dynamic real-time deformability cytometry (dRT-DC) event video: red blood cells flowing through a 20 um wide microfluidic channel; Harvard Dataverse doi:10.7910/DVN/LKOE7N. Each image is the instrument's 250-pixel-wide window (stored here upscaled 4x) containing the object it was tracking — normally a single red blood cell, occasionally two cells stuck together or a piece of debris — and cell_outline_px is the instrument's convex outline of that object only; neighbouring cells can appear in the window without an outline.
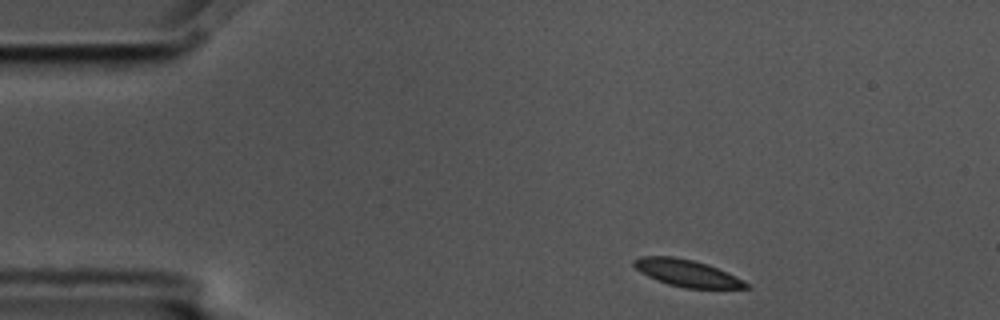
{"species": "common noctule bat (a hibernating species)", "species_latin": "Nyctalus noctula", "temperature_condition": "cold", "stored_images_in_passage": 3, "camera_frame_rate_fps": 3000, "um_per_image_px": 0.085, "animal": {"sex": "male", "body_mass_g": 17.5, "forearm_length_mm": 52.3}, "frame": {"image": 1, "passage_image": 1, "time_ms": 0.0, "image_size_px": [1000, 320], "cell_outline_px": [[752, 288], [684, 288], [668, 284], [656, 280], [640, 272], [632, 264], [632, 260], [640, 256], [672, 256], [692, 260], [708, 264], [748, 284]], "centroid_in_image_um": [58.29, 23.2], "position_along_channel_um": 26.7, "area_um2": 17.28}}